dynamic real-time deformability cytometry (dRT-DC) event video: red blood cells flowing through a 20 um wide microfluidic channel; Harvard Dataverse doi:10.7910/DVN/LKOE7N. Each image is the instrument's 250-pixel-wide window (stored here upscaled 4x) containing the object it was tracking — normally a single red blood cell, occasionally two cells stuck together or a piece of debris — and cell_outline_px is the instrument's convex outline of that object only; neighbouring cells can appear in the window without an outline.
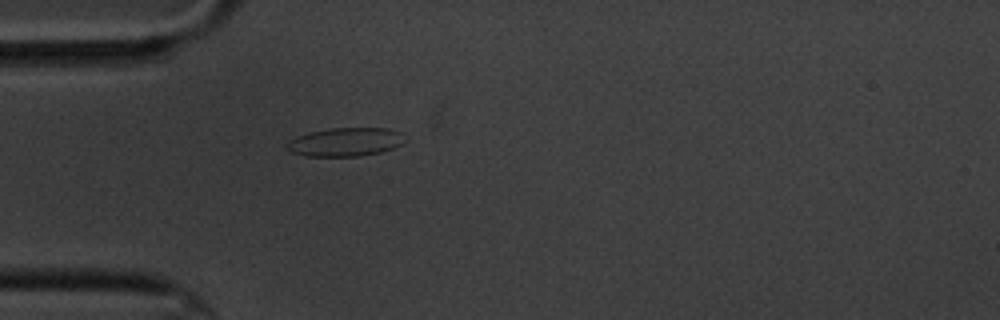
{"species": "common noctule bat (a hibernating species)", "species_latin": "Nyctalus noctula", "temperature_condition": "cold", "stored_images_in_passage": 1, "camera_frame_rate_fps": 3000, "um_per_image_px": 0.085, "animal": {"sex": "male", "body_mass_g": 20.1, "forearm_length_mm": 53.5}, "frame": {"image": 1, "passage_image": 1, "time_ms": 0.0, "image_size_px": [1000, 320], "cell_outline_px": [[408, 140], [404, 144], [380, 152], [360, 156], [304, 156], [292, 152], [284, 144], [288, 140], [296, 136], [308, 132], [328, 128], [388, 128], [400, 132]], "centroid_in_image_um": [29.36, 12.06], "position_along_channel_um": 55.6, "area_um2": 19.94}}